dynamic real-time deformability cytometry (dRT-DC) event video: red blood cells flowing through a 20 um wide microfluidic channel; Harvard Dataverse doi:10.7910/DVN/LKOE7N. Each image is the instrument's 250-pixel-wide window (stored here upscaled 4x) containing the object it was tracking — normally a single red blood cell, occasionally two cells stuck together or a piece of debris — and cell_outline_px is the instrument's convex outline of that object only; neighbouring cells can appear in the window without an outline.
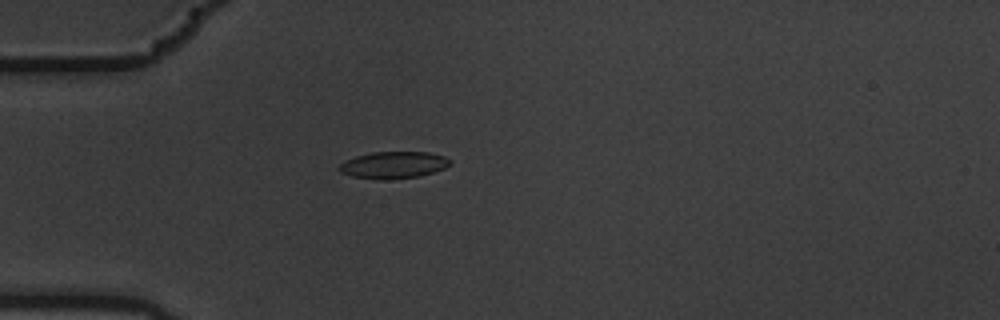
{"species": "common noctule bat (a hibernating species)", "species_latin": "Nyctalus noctula", "temperature_condition": "warm", "stored_images_in_passage": 5, "camera_frame_rate_fps": 3000, "um_per_image_px": 0.085, "animal": {"sex": "male", "body_mass_g": 19.5, "forearm_length_mm": 54.6}, "frame": {"image": 1, "passage_image": 5, "time_ms": 1.333, "image_size_px": [1000, 320], "cell_outline_px": [[452, 160], [444, 168], [420, 176], [388, 180], [376, 180], [352, 176], [340, 172], [336, 168], [344, 160], [356, 156], [372, 152], [428, 152], [444, 156]], "centroid_in_image_um": [33.39, 14.03], "position_along_channel_um": 51.6, "area_um2": 17.51}}